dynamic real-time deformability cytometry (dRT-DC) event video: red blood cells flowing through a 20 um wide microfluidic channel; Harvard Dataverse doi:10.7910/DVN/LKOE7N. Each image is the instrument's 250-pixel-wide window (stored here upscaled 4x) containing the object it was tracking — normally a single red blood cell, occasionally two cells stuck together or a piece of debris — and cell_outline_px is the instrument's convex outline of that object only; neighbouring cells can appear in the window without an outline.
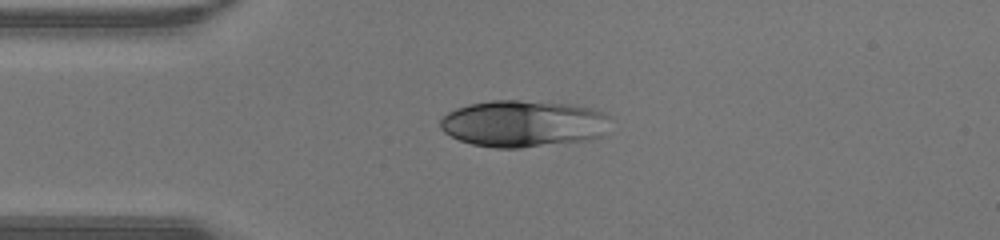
{"species": "human", "species_latin": "Homo sapiens", "temperature_condition": "warm", "stored_images_in_passage": 36, "camera_frame_rate_fps": 3000, "um_per_image_px": 0.085, "donor": {"sex": "male"}, "frame": {"image": 1, "passage_image": 1, "time_ms": 0.0, "image_size_px": [1000, 240], "cell_outline_px": [[608, 116], [604, 136], [588, 140], [520, 148], [496, 148], [472, 144], [460, 140], [444, 132], [440, 128], [440, 120], [448, 112], [456, 108], [468, 104], [492, 100], [520, 100], [568, 104], [592, 108], [608, 112]], "centroid_in_image_um": [44.49, 10.51], "position_along_channel_um": 40.5, "area_um2": 46.47}}
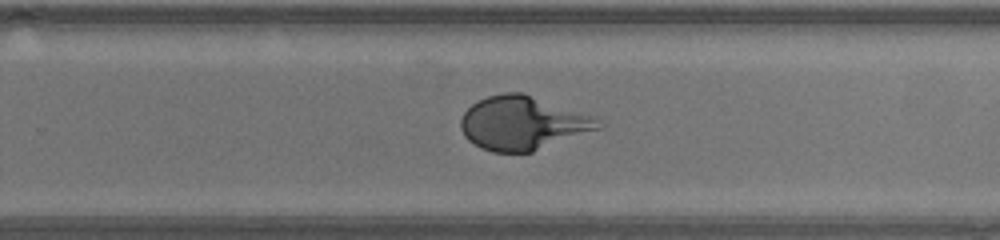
{"frame": {"image": 2, "passage_image": 19, "time_ms": 6.0, "image_size_px": [1000, 240], "cell_outline_px": [[604, 124], [600, 128], [532, 152], [492, 152], [480, 148], [468, 140], [464, 136], [460, 128], [460, 120], [464, 112], [472, 104], [488, 96], [504, 92], [524, 92], [596, 116]], "centroid_in_image_um": [44.44, 10.45], "position_along_channel_um": 285.4, "area_um2": 43.29}}
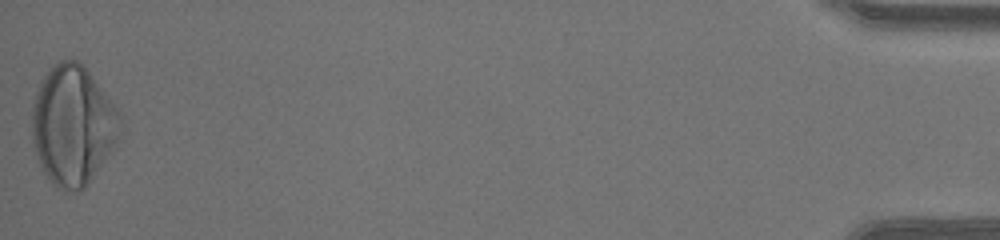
{"frame": {"image": 3, "passage_image": 36, "time_ms": 11.667, "image_size_px": [1000, 240], "cell_outline_px": [[120, 116], [116, 136], [108, 152], [88, 184], [80, 192], [76, 192], [56, 188], [52, 184], [40, 168], [32, 140], [32, 104], [36, 92], [44, 76], [60, 60], [76, 60], [88, 72], [120, 112]], "centroid_in_image_um": [6.12, 10.69], "position_along_channel_um": 429.1, "area_um2": 60.17}, "authors_computed_cell_mechanics": {"area_um2": 43.3789, "velocity_mm_per_s": 4.4082, "shape_relaxation_time_tau1_ms": 3.5225, "shape_relaxation_time_tau2_ms": null, "deformation_change_tau1": 0.2173, "deformation_change_tau2": null}}